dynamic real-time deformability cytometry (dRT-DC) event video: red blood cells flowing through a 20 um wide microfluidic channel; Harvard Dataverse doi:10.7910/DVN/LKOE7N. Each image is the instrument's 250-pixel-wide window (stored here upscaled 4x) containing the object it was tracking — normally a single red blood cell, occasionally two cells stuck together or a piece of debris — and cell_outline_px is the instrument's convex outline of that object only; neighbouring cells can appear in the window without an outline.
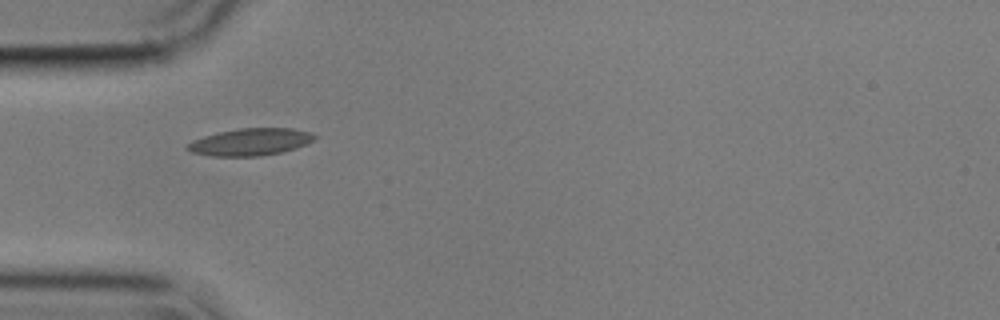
{"species": "common noctule bat (a hibernating species)", "species_latin": "Nyctalus noctula", "temperature_condition": "cold", "stored_images_in_passage": 40, "camera_frame_rate_fps": 3000, "um_per_image_px": 0.085, "animal": {"sex": "male", "body_mass_g": 17.9}, "frame": {"image": 1, "passage_image": 1, "time_ms": 0.0, "image_size_px": [1000, 320], "cell_outline_px": [[316, 136], [312, 140], [296, 148], [280, 152], [260, 156], [212, 156], [192, 152], [184, 148], [192, 140], [204, 136], [220, 132], [240, 128], [292, 128], [312, 132]], "centroid_in_image_um": [21.26, 12.06], "position_along_channel_um": 63.7, "area_um2": 19.94}}
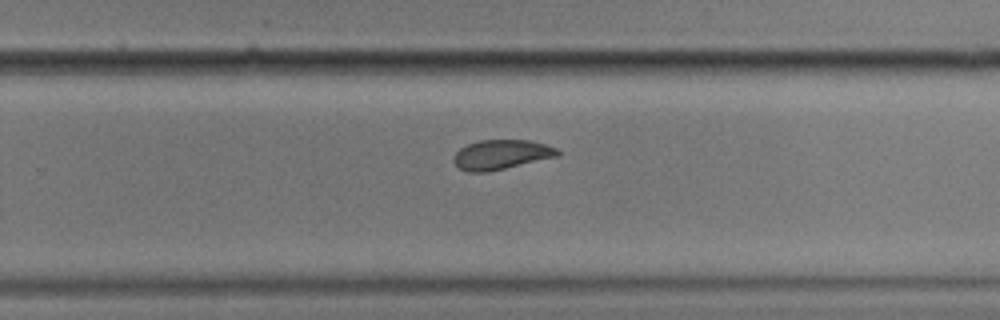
{"frame": {"image": 2, "passage_image": 20, "time_ms": 6.333, "image_size_px": [1000, 320], "cell_outline_px": [[560, 156], [488, 172], [468, 172], [460, 168], [452, 160], [456, 152], [460, 148], [468, 144], [480, 140], [528, 140], [544, 144], [556, 148], [560, 152]], "centroid_in_image_um": [42.61, 13.14], "position_along_channel_um": 287.2, "area_um2": 17.92}}
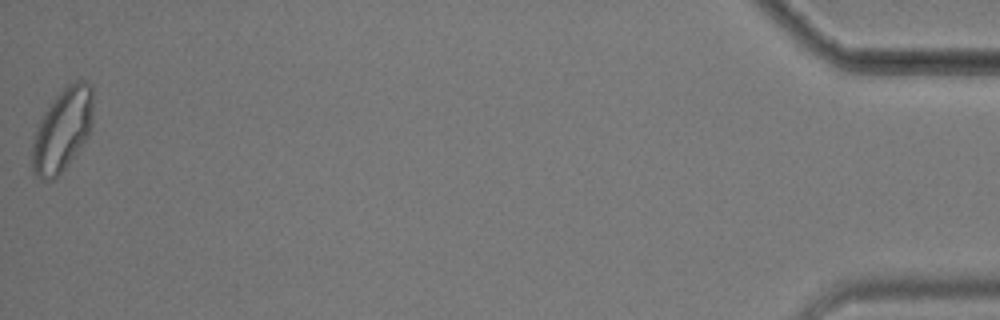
{"frame": {"image": 3, "passage_image": 40, "time_ms": 13.0, "image_size_px": [1000, 320], "cell_outline_px": [[92, 124], [88, 136], [80, 148], [64, 168], [52, 180], [40, 180], [32, 172], [32, 144], [36, 128], [44, 112], [56, 96], [68, 84], [76, 80], [88, 80], [92, 84]], "centroid_in_image_um": [5.3, 11.03], "position_along_channel_um": 429.9, "area_um2": 29.36}, "authors_computed_cell_mechanics": {"area_um2": 19.074, "velocity_mm_per_s": 3.544, "shape_relaxation_time_tau1_ms": 11.217, "shape_relaxation_time_tau2_ms": 1.6688, "deformation_change_tau1": 0.2052, "deformation_change_tau2": 0.0726}}